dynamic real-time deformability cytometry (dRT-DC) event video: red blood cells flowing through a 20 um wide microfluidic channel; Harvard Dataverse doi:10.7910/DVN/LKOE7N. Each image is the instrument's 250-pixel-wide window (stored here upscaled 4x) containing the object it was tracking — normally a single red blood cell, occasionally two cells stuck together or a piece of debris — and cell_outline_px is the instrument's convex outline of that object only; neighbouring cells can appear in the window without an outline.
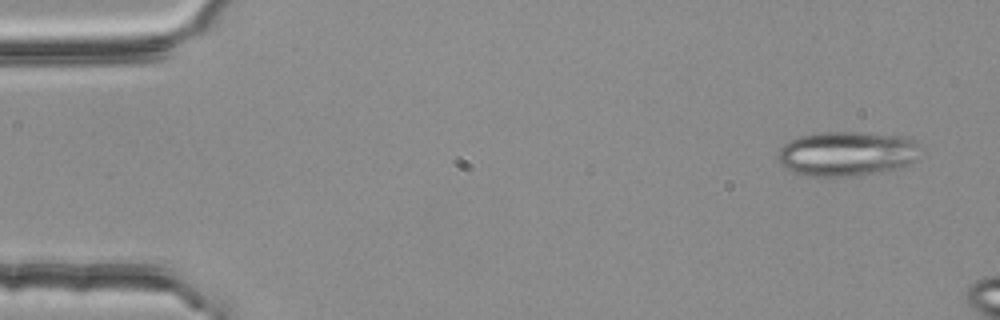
{"species": "common noctule bat (a hibernating species)", "species_latin": "Nyctalus noctula", "temperature_condition": "room temperature", "stored_images_in_passage": 3, "camera_frame_rate_fps": 3000, "um_per_image_px": 0.085, "animal": {"sex": "female", "body_mass_g": 25.1}, "frame": {"image": 1, "passage_image": 1, "time_ms": 0.0, "image_size_px": [1000, 320], "cell_outline_px": [[924, 148], [916, 160], [900, 168], [848, 176], [808, 176], [792, 172], [780, 164], [776, 156], [780, 148], [788, 140], [796, 136], [820, 132], [864, 132], [904, 136], [916, 140]], "centroid_in_image_um": [72.0, 13.04], "position_along_channel_um": 13.0, "area_um2": 37.74}}